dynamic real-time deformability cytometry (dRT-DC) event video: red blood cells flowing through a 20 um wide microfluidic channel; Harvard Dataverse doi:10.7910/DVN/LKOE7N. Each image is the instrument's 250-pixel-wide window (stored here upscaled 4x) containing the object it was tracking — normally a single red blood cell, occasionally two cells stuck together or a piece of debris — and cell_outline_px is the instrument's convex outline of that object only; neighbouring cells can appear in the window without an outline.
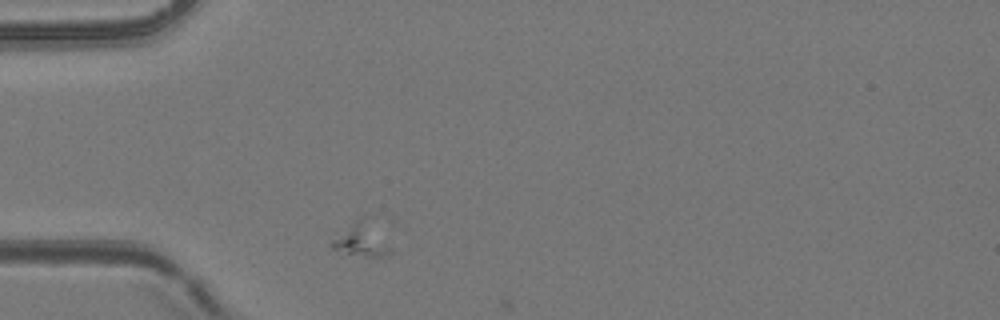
{"species": "common noctule bat (a hibernating species)", "species_latin": "Nyctalus noctula", "temperature_condition": "room temperature", "stored_images_in_passage": 1, "camera_frame_rate_fps": 3000, "um_per_image_px": 0.085, "animal": {"sex": "female", "body_mass_g": 24.6, "forearm_length_mm": 56.2}, "frame": {"image": 1, "passage_image": 1, "time_ms": 0.0, "image_size_px": [1000, 320], "cell_outline_px": [[392, 252], [388, 256], [340, 256], [328, 244], [332, 232], [360, 216], [372, 216]], "centroid_in_image_um": [30.58, 20.32], "position_along_channel_um": 54.4, "area_um2": 13.06}}